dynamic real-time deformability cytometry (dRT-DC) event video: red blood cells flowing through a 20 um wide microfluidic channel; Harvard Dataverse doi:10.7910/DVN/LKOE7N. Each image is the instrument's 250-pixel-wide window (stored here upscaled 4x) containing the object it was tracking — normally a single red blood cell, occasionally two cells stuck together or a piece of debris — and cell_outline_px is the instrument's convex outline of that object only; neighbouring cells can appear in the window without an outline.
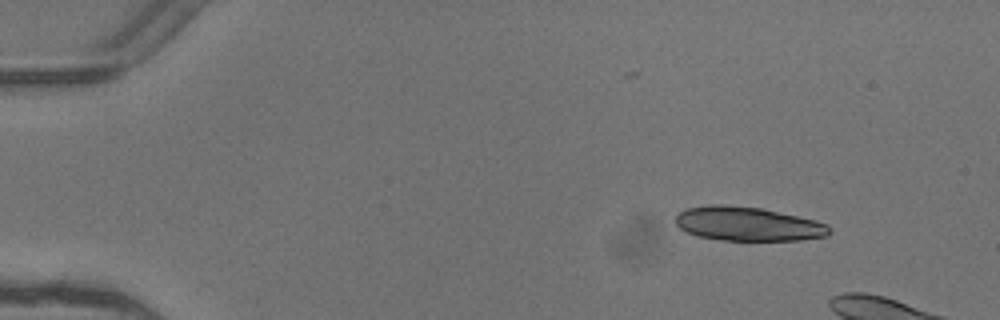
{"species": "common noctule bat (a hibernating species)", "species_latin": "Nyctalus noctula", "temperature_condition": "warm", "stored_images_in_passage": 3, "camera_frame_rate_fps": 3000, "um_per_image_px": 0.085, "animal": {"sex": "female"}, "frame": {"image": 1, "passage_image": 1, "time_ms": 0.0, "image_size_px": [1000, 320], "cell_outline_px": [[832, 232], [828, 236], [800, 240], [720, 240], [696, 236], [680, 228], [676, 224], [676, 216], [684, 208], [708, 204], [724, 204], [764, 208], [816, 220], [828, 224], [832, 228]], "centroid_in_image_um": [63.59, 19.02], "position_along_channel_um": 21.4, "area_um2": 30.98}}